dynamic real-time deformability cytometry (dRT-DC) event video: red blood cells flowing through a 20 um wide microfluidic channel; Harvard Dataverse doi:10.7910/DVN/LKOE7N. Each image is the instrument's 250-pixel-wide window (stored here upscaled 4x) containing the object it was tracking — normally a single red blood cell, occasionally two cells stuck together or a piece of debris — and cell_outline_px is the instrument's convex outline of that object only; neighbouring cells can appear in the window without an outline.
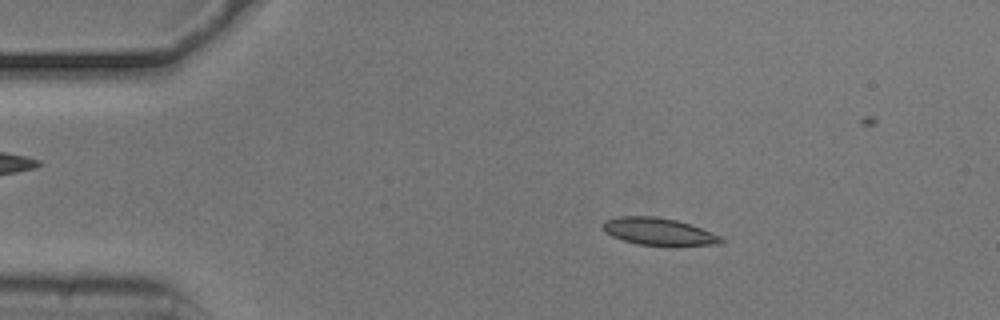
{"species": "common noctule bat (a hibernating species)", "species_latin": "Nyctalus noctula", "temperature_condition": "cold", "stored_images_in_passage": 48, "camera_frame_rate_fps": 3000, "um_per_image_px": 0.085, "animal": {"sex": "male", "body_mass_g": 20.5, "forearm_length_mm": 52.5}, "frame": {"image": 1, "passage_image": 9, "time_ms": 2.667, "image_size_px": [1000, 320], "cell_outline_px": [[724, 240], [720, 244], [676, 248], [668, 248], [636, 244], [612, 236], [604, 232], [600, 224], [604, 220], [620, 216], [652, 216], [676, 220], [700, 228], [720, 236]], "centroid_in_image_um": [55.98, 19.73], "position_along_channel_um": 29.0, "area_um2": 19.54}}
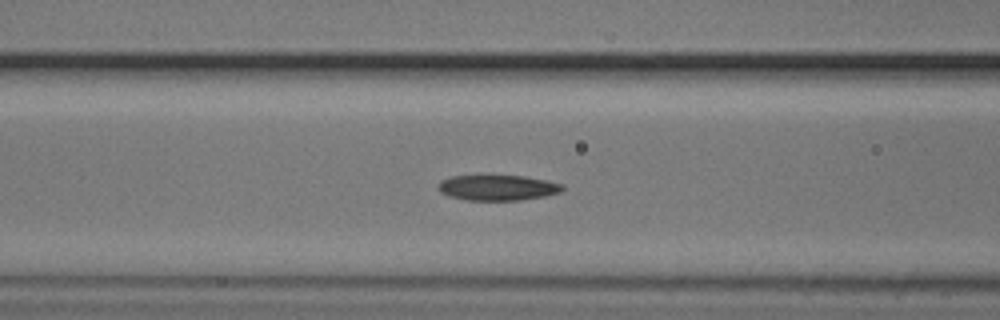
{"frame": {"image": 2, "passage_image": 21, "time_ms": 6.667, "image_size_px": [1000, 320], "cell_outline_px": [[564, 188], [560, 192], [548, 196], [520, 200], [468, 200], [448, 196], [440, 192], [436, 188], [440, 180], [452, 176], [524, 176], [564, 184]], "centroid_in_image_um": [42.29, 15.96], "position_along_channel_um": 124.3, "area_um2": 18.5}}
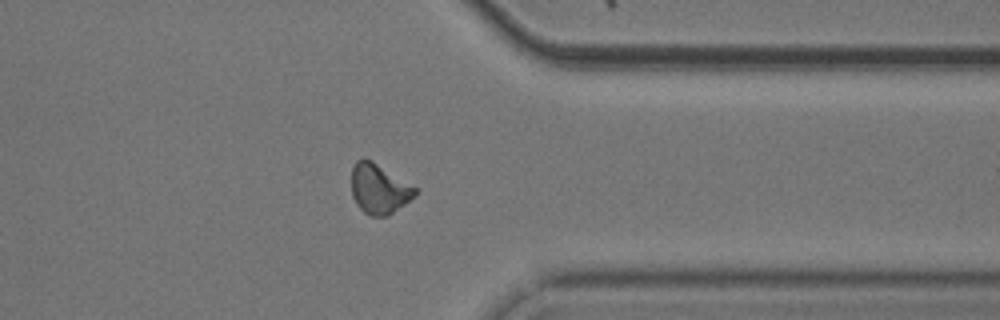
{"frame": {"image": 3, "passage_image": 42, "time_ms": 13.667, "image_size_px": [1000, 320], "cell_outline_px": [[420, 188], [416, 196], [388, 216], [372, 216], [364, 212], [356, 204], [352, 196], [352, 168], [356, 160], [364, 156], [372, 160]], "centroid_in_image_um": [32.26, 16.02], "position_along_channel_um": 379.1, "area_um2": 19.02}}